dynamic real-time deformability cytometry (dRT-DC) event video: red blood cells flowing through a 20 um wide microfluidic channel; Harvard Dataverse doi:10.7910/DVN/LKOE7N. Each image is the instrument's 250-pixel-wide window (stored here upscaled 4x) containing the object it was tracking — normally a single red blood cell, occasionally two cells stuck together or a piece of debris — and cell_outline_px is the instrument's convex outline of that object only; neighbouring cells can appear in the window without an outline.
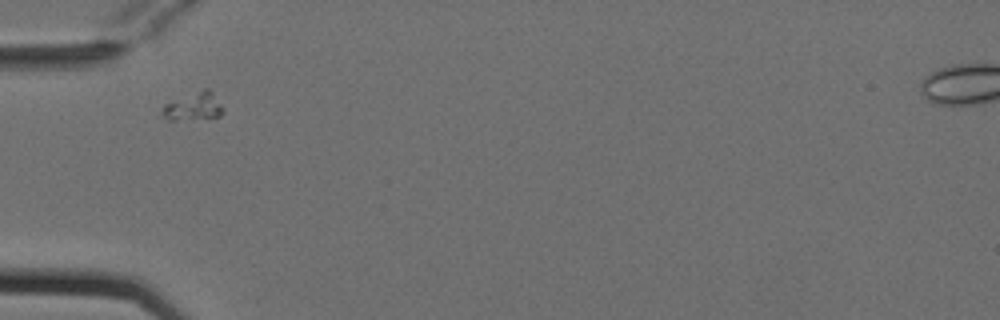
{"species": "Egyptian fruit bat (a non-hibernating species)", "species_latin": "Rousettus aegyptiacus", "temperature_condition": "cold", "stored_images_in_passage": 3, "camera_frame_rate_fps": 3000, "um_per_image_px": 0.085, "animal": {"sex": "female"}, "frame": {"image": 1, "passage_image": 1, "time_ms": 0.0, "image_size_px": [1000, 320], "cell_outline_px": [[224, 112], [220, 116], [208, 120], [168, 120], [160, 112], [160, 108], [164, 104], [204, 88], [208, 88], [212, 92], [224, 108]], "centroid_in_image_um": [16.46, 9.09], "position_along_channel_um": 68.5, "area_um2": 10.29}}